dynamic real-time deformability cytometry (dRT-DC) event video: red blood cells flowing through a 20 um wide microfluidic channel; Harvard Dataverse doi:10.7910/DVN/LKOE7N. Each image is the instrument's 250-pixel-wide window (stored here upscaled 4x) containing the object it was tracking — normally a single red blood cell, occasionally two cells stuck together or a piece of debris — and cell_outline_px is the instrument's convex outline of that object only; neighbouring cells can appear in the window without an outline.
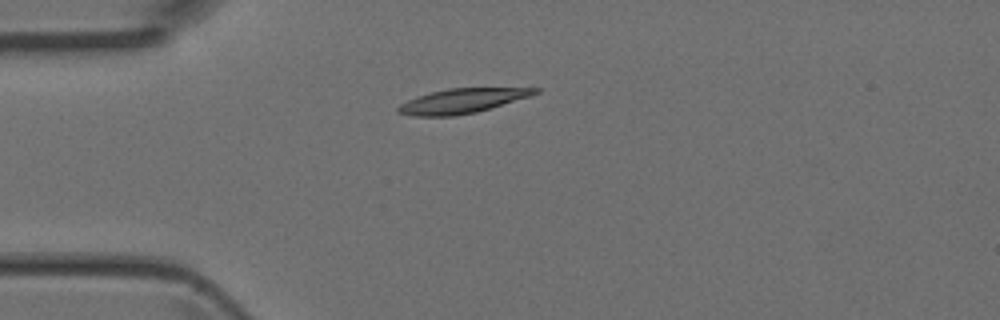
{"species": "Egyptian fruit bat (a non-hibernating species)", "species_latin": "Rousettus aegyptiacus", "temperature_condition": "room temperature", "stored_images_in_passage": 3, "camera_frame_rate_fps": 3000, "um_per_image_px": 0.085, "animal": {"sex": "female"}, "frame": {"image": 1, "passage_image": 3, "time_ms": 0.667, "image_size_px": [1000, 320], "cell_outline_px": [[540, 92], [532, 96], [476, 112], [456, 116], [416, 116], [396, 112], [396, 108], [400, 104], [408, 100], [432, 92], [448, 88], [540, 88]], "centroid_in_image_um": [39.31, 8.58], "position_along_channel_um": 45.7, "area_um2": 19.48}}